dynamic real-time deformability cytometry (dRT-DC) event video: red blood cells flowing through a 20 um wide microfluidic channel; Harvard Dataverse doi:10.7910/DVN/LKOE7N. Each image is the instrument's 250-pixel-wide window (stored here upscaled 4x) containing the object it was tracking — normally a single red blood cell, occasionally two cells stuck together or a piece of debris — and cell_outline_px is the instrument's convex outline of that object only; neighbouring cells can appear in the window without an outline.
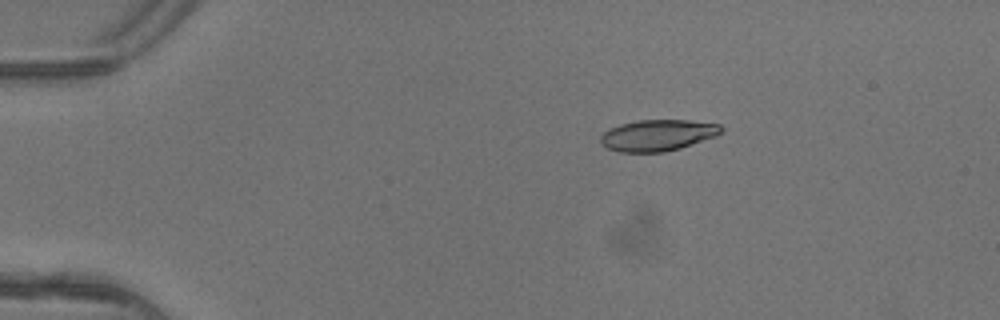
{"species": "common noctule bat (a hibernating species)", "species_latin": "Nyctalus noctula", "temperature_condition": "warm", "stored_images_in_passage": 5, "camera_frame_rate_fps": 3000, "um_per_image_px": 0.085, "animal": {"sex": "female"}, "frame": {"image": 1, "passage_image": 3, "time_ms": 0.667, "image_size_px": [1000, 320], "cell_outline_px": [[724, 132], [716, 136], [680, 148], [664, 152], [620, 152], [608, 148], [600, 144], [600, 136], [604, 132], [620, 124], [636, 120], [688, 120], [720, 124], [724, 128]], "centroid_in_image_um": [55.93, 11.49], "position_along_channel_um": 29.1, "area_um2": 22.08}}